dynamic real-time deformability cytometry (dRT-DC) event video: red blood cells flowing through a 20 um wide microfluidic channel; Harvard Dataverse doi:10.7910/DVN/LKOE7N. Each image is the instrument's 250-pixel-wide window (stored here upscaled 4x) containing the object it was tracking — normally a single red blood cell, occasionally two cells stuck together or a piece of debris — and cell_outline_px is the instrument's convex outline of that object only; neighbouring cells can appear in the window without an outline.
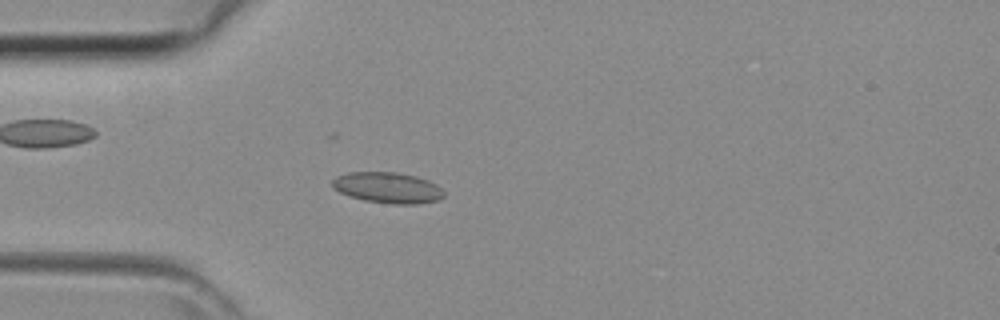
{"species": "common noctule bat (a hibernating species)", "species_latin": "Nyctalus noctula", "temperature_condition": "room temperature", "stored_images_in_passage": 37, "camera_frame_rate_fps": 3000, "um_per_image_px": 0.085, "animal": {"sex": "female", "body_mass_g": 29.2, "forearm_length_mm": 56.3}, "frame": {"image": 1, "passage_image": 6, "time_ms": 1.667, "image_size_px": [1000, 320], "cell_outline_px": [[444, 196], [440, 200], [420, 204], [392, 204], [364, 200], [340, 192], [332, 188], [332, 180], [336, 176], [348, 172], [396, 172], [416, 176], [428, 180], [436, 184], [444, 192]], "centroid_in_image_um": [32.97, 15.95], "position_along_channel_um": 52.0, "area_um2": 20.17}}
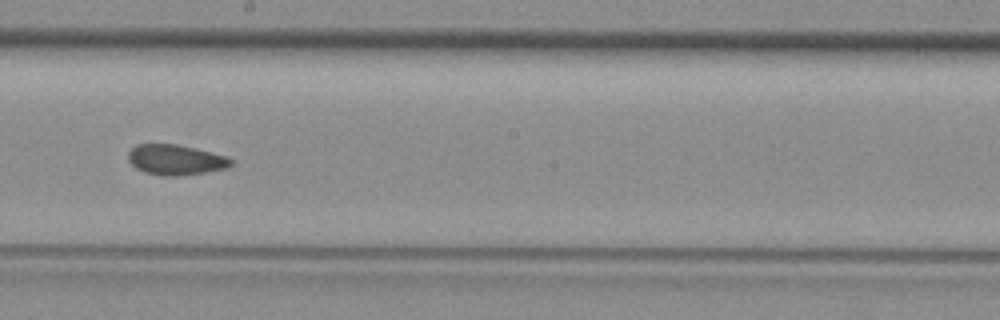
{"frame": {"image": 2, "passage_image": 18, "time_ms": 5.667, "image_size_px": [1000, 320], "cell_outline_px": [[232, 164], [228, 168], [180, 176], [160, 176], [144, 172], [136, 168], [128, 160], [128, 152], [136, 144], [176, 144], [228, 156], [232, 160]], "centroid_in_image_um": [14.92, 13.59], "position_along_channel_um": 233.3, "area_um2": 18.21}}
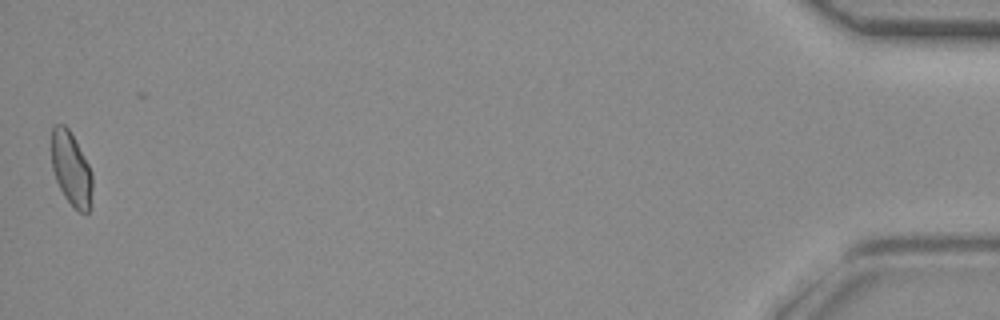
{"frame": {"image": 3, "passage_image": 37, "time_ms": 12.0, "image_size_px": [1000, 320], "cell_outline_px": [[92, 208], [88, 212], [80, 212], [64, 196], [56, 180], [52, 168], [52, 124], [64, 124], [68, 128], [88, 164], [92, 172]], "centroid_in_image_um": [6.06, 14.37], "position_along_channel_um": 429.1, "area_um2": 17.46}}